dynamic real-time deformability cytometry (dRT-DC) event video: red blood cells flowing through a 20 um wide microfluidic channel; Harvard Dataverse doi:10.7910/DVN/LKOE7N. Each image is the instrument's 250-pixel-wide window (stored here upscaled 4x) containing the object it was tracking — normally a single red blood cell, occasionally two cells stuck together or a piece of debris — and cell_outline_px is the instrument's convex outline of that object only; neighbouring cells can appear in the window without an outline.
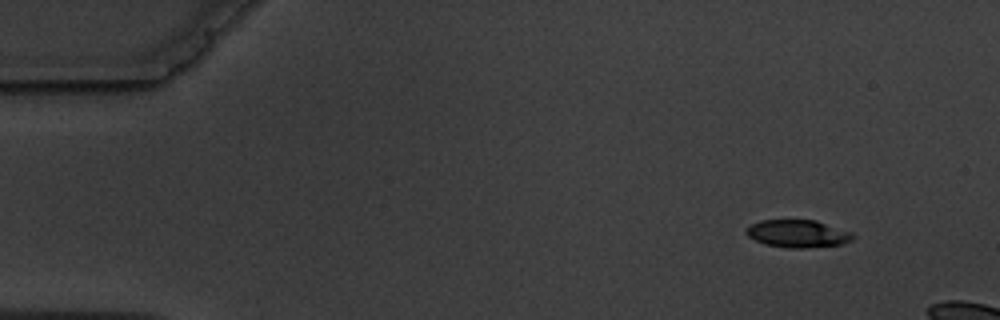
{"species": "common noctule bat (a hibernating species)", "species_latin": "Nyctalus noctula", "temperature_condition": "warm", "stored_images_in_passage": 3, "camera_frame_rate_fps": 3000, "um_per_image_px": 0.085, "animal": {"sex": "male", "body_mass_g": 19.5, "forearm_length_mm": 54.6}, "frame": {"image": 1, "passage_image": 1, "time_ms": 0.0, "image_size_px": [1000, 320], "cell_outline_px": [[856, 236], [852, 240], [840, 244], [804, 248], [788, 248], [764, 244], [748, 236], [744, 232], [752, 224], [760, 220], [816, 220], [852, 232]], "centroid_in_image_um": [67.82, 19.86], "position_along_channel_um": 17.2, "area_um2": 17.11}}